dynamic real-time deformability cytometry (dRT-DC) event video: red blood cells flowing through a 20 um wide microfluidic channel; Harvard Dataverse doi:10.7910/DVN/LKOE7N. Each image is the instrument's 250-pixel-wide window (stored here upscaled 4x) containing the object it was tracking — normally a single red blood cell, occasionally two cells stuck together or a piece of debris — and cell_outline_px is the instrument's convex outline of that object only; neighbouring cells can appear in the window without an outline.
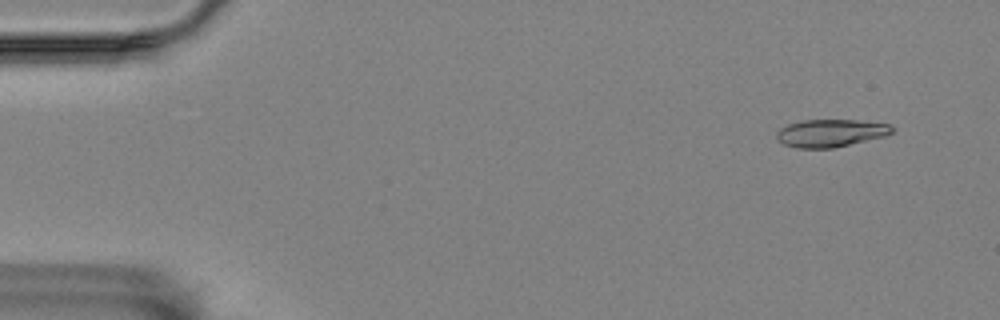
{"species": "Egyptian fruit bat (a non-hibernating species)", "species_latin": "Rousettus aegyptiacus", "temperature_condition": "room temperature", "stored_images_in_passage": 8, "camera_frame_rate_fps": 3000, "um_per_image_px": 0.085, "animal": {"sex": "female"}, "frame": {"image": 1, "passage_image": 1, "time_ms": 0.0, "image_size_px": [1000, 320], "cell_outline_px": [[892, 132], [884, 136], [832, 148], [796, 148], [784, 144], [776, 136], [776, 132], [780, 128], [788, 124], [800, 120], [856, 120], [892, 124]], "centroid_in_image_um": [70.58, 11.3], "position_along_channel_um": 14.4, "area_um2": 18.44}}
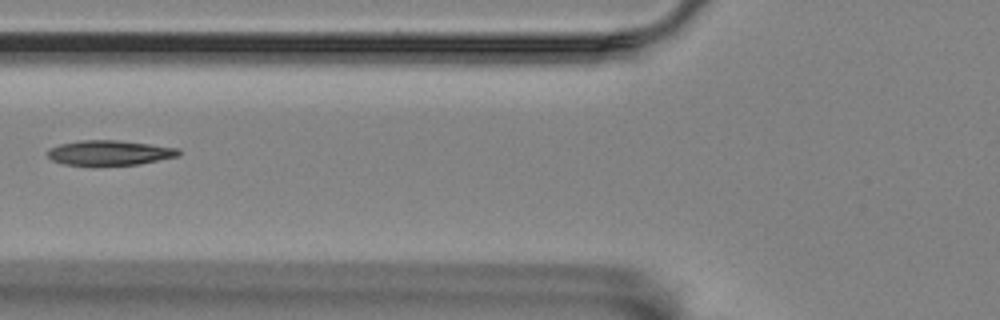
{"frame": {"image": 2, "passage_image": 6, "time_ms": 6.0, "image_size_px": [1000, 320], "cell_outline_px": [[180, 156], [140, 164], [64, 164], [52, 160], [48, 156], [48, 148], [60, 144], [80, 140], [116, 140], [180, 148]], "centroid_in_image_um": [9.34, 12.97], "position_along_channel_um": 116.5, "area_um2": 18.73}}
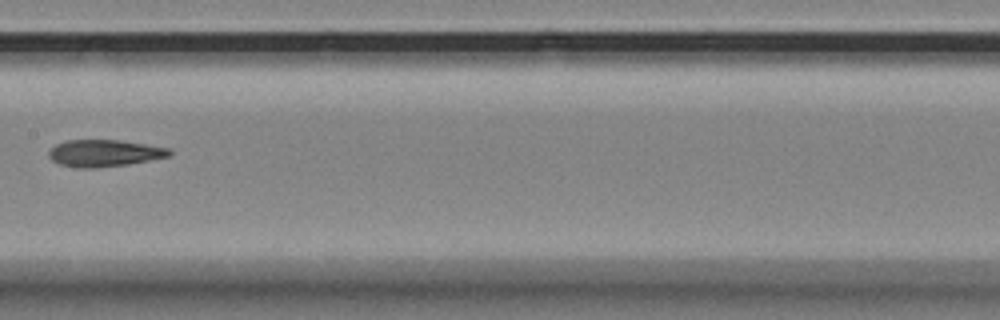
{"frame": {"image": 3, "passage_image": 8, "time_ms": 8.333, "image_size_px": [1000, 320], "cell_outline_px": [[172, 152], [168, 156], [128, 164], [92, 168], [80, 168], [60, 164], [52, 160], [48, 156], [48, 152], [56, 144], [68, 140], [120, 140], [168, 148]], "centroid_in_image_um": [8.83, 13.01], "position_along_channel_um": 198.6, "area_um2": 18.61}}